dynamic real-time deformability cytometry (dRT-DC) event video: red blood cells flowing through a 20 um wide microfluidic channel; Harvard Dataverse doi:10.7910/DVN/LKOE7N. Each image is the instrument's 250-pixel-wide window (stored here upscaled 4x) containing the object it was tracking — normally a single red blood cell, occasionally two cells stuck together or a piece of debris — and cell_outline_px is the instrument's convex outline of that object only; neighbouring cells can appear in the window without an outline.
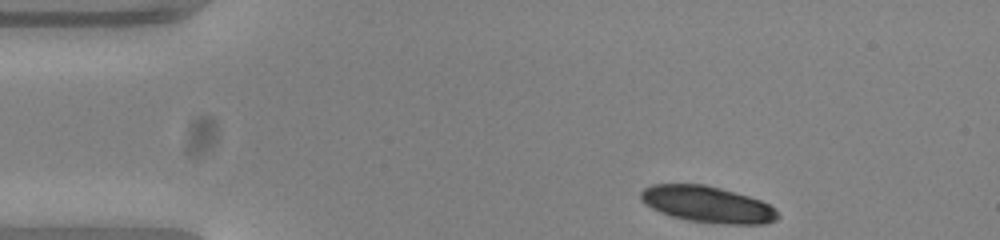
{"species": "common noctule bat (a hibernating species)", "species_latin": "Nyctalus noctula", "temperature_condition": "warm", "stored_images_in_passage": 41, "camera_frame_rate_fps": 3000, "um_per_image_px": 0.085, "animal": {"sex": "female", "body_mass_g": 23.0, "forearm_length_mm": 53.4}, "frame": {"image": 1, "passage_image": 1, "time_ms": 0.0, "image_size_px": [1000, 240], "cell_outline_px": [[780, 216], [776, 220], [764, 224], [724, 224], [688, 220], [672, 216], [660, 212], [644, 204], [640, 200], [640, 192], [644, 188], [652, 184], [704, 184], [720, 188], [748, 196], [760, 200], [776, 208]], "centroid_in_image_um": [60.13, 17.37], "position_along_channel_um": 24.9, "area_um2": 29.07}}
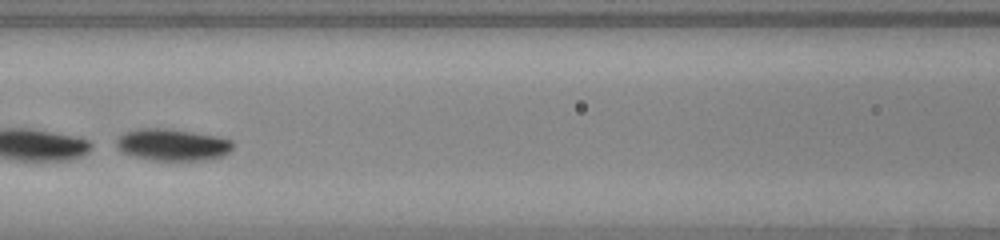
{"frame": {"image": 2, "passage_image": 17, "time_ms": 5.333, "image_size_px": [1000, 240], "cell_outline_px": [[232, 148], [228, 152], [220, 156], [204, 160], [156, 160], [136, 156], [120, 152], [116, 148], [116, 140], [124, 132], [136, 128], [168, 128], [216, 136], [232, 140]], "centroid_in_image_um": [14.61, 12.29], "position_along_channel_um": 152.0, "area_um2": 21.5}, "authors_computed_cell_mechanics": {"area_um2": 21.5594, "velocity_mm_per_s": 3.803, "shape_relaxation_time_tau1_ms": 0.8, "shape_relaxation_time_tau2_ms": null, "deformation_change_tau1": 0.3177, "deformation_change_tau2": null}}